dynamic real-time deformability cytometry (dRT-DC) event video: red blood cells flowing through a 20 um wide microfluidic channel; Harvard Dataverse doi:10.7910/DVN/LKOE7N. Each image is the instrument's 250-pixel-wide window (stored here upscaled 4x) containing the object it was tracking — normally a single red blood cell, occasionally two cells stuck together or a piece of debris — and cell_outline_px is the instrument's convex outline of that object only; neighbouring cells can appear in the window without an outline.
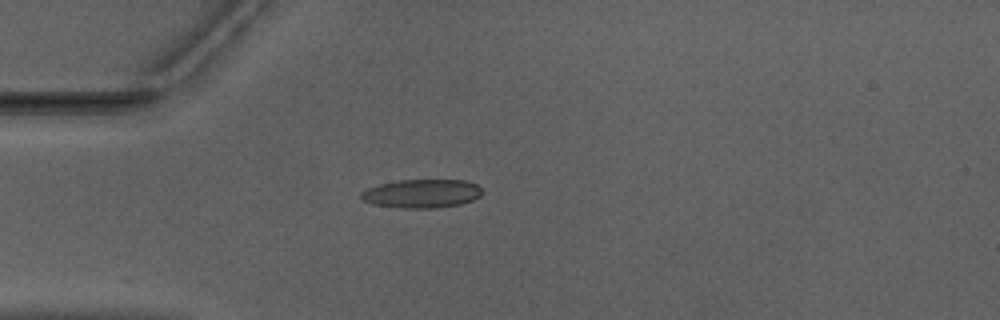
{"species": "Egyptian fruit bat (a non-hibernating species)", "species_latin": "Rousettus aegyptiacus", "temperature_condition": "warm", "stored_images_in_passage": 52, "camera_frame_rate_fps": 3000, "um_per_image_px": 0.085, "animal": {"sex": "male"}, "frame": {"image": 1, "passage_image": 15, "time_ms": 4.667, "image_size_px": [1000, 320], "cell_outline_px": [[480, 196], [472, 200], [460, 204], [436, 208], [404, 208], [372, 204], [364, 200], [360, 196], [360, 192], [368, 188], [380, 184], [400, 180], [464, 180], [476, 184], [480, 188]], "centroid_in_image_um": [35.83, 16.45], "position_along_channel_um": 49.2, "area_um2": 20.0}}
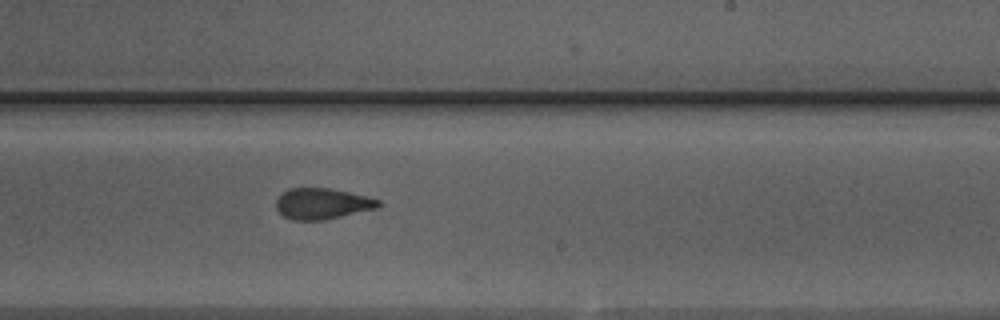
{"frame": {"image": 2, "passage_image": 32, "time_ms": 10.333, "image_size_px": [1000, 320], "cell_outline_px": [[380, 204], [376, 208], [324, 220], [292, 220], [284, 216], [276, 208], [276, 200], [284, 192], [292, 188], [332, 188], [368, 196], [380, 200]], "centroid_in_image_um": [27.4, 17.31], "position_along_channel_um": 261.6, "area_um2": 18.32}}
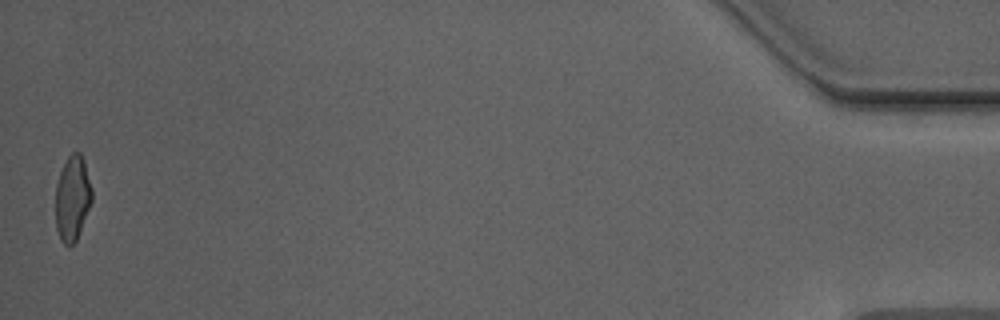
{"frame": {"image": 3, "passage_image": 52, "time_ms": 17.0, "image_size_px": [1000, 320], "cell_outline_px": [[92, 200], [76, 240], [72, 244], [64, 244], [60, 240], [56, 228], [56, 184], [60, 172], [68, 156], [72, 152], [80, 152], [84, 160], [92, 188]], "centroid_in_image_um": [6.15, 16.82], "position_along_channel_um": 429.0, "area_um2": 17.86}, "authors_computed_cell_mechanics": {"area_um2": 18.9873, "velocity_mm_per_s": 3.9819, "shape_relaxation_time_tau1_ms": 6.4505, "shape_relaxation_time_tau2_ms": 2.3731, "deformation_change_tau1": 0.1655, "deformation_change_tau2": 0.1158}}